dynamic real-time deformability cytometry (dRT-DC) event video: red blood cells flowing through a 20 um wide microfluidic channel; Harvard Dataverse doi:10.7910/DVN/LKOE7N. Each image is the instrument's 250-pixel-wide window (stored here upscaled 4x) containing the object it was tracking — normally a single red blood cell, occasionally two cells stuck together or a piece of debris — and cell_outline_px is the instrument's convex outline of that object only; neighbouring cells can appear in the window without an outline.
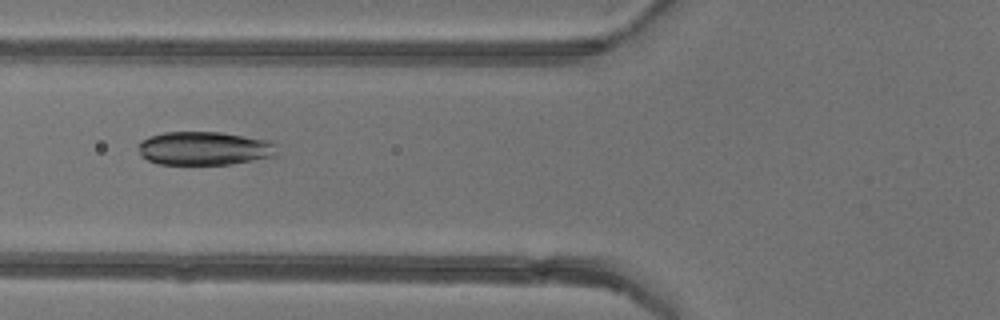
{"species": "common noctule bat (a hibernating species)", "species_latin": "Nyctalus noctula", "temperature_condition": "warm", "stored_images_in_passage": 3, "camera_frame_rate_fps": 3000, "um_per_image_px": 0.085, "animal": {"sex": "female"}, "frame": {"image": 1, "passage_image": 3, "time_ms": 3.333, "image_size_px": [1000, 320], "cell_outline_px": [[276, 156], [232, 164], [160, 164], [148, 160], [140, 156], [136, 144], [140, 140], [164, 132], [220, 132], [268, 140], [276, 144]], "centroid_in_image_um": [17.34, 12.61], "position_along_channel_um": 108.5, "area_um2": 27.22}}